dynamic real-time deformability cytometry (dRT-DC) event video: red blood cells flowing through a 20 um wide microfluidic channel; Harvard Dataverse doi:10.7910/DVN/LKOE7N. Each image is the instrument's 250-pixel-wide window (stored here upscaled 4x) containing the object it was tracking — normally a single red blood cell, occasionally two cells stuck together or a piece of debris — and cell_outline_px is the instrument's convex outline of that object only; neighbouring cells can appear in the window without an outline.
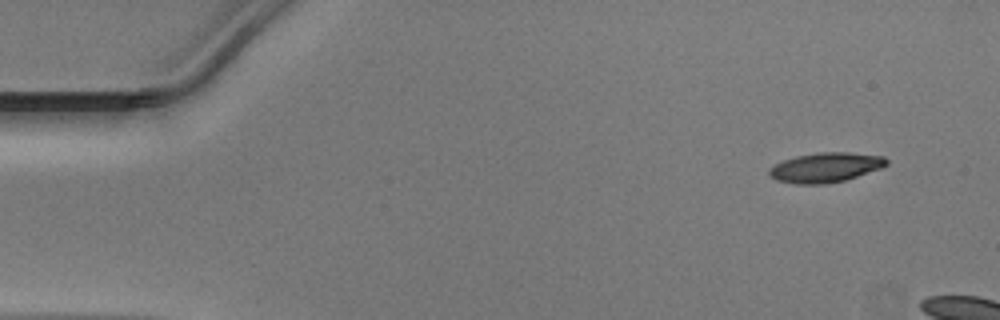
{"species": "Egyptian fruit bat (a non-hibernating species)", "species_latin": "Rousettus aegyptiacus", "temperature_condition": "warm", "stored_images_in_passage": 7, "camera_frame_rate_fps": 3000, "um_per_image_px": 0.085, "animal": {"sex": "male"}, "frame": {"image": 1, "passage_image": 1, "time_ms": 0.0, "image_size_px": [1000, 320], "cell_outline_px": [[888, 164], [880, 168], [844, 180], [824, 184], [796, 184], [776, 180], [768, 172], [768, 168], [784, 160], [796, 156], [816, 152], [848, 152], [884, 156], [888, 160]], "centroid_in_image_um": [70.16, 14.22], "position_along_channel_um": 14.8, "area_um2": 20.17}}